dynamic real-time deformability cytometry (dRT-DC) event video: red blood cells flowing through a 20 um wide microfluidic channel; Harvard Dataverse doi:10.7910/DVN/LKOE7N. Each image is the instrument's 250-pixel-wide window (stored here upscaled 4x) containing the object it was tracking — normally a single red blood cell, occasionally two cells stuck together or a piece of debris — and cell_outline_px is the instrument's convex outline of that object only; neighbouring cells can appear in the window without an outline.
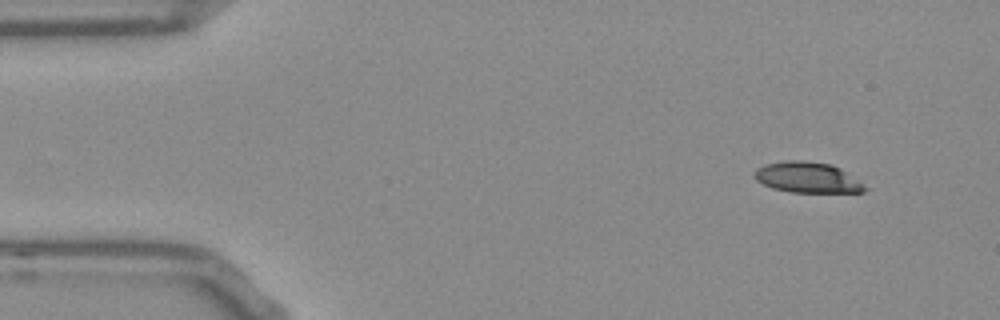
{"species": "Egyptian fruit bat (a non-hibernating species)", "species_latin": "Rousettus aegyptiacus", "temperature_condition": "room temperature", "stored_images_in_passage": 3, "camera_frame_rate_fps": 3000, "um_per_image_px": 0.085, "frame": {"image": 1, "passage_image": 1, "time_ms": 0.0, "image_size_px": [1000, 320], "cell_outline_px": [[868, 188], [864, 192], [792, 192], [772, 188], [756, 180], [756, 168], [768, 164], [788, 160], [800, 160], [828, 164], [840, 168]], "centroid_in_image_um": [68.63, 15.09], "position_along_channel_um": 16.4, "area_um2": 19.25}}